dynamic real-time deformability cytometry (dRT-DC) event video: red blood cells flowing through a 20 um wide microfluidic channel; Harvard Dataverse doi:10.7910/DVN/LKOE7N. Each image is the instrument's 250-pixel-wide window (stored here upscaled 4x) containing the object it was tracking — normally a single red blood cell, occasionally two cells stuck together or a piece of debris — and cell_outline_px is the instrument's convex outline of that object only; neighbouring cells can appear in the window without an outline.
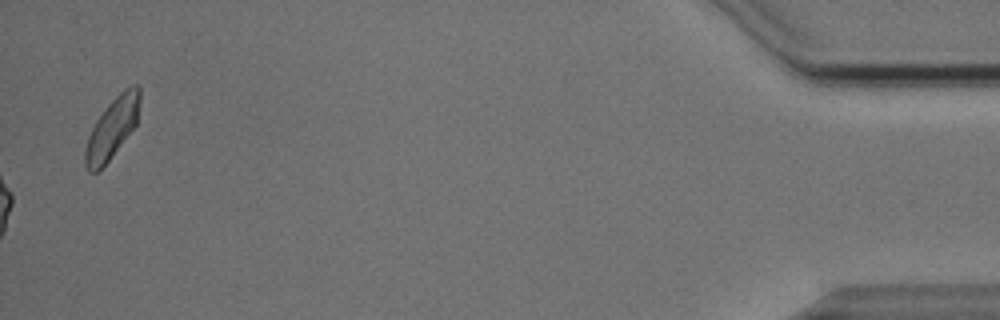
{"species": "Egyptian fruit bat (a non-hibernating species)", "species_latin": "Rousettus aegyptiacus", "temperature_condition": "cold", "stored_images_in_passage": 54, "camera_frame_rate_fps": 3000, "um_per_image_px": 0.085, "animal": {"sex": "male"}, "frame": {"image": 1, "passage_image": 54, "time_ms": 17.667, "image_size_px": [1000, 320], "cell_outline_px": [[140, 104], [136, 124], [108, 160], [96, 172], [88, 172], [84, 164], [84, 148], [88, 136], [96, 120], [108, 104], [124, 88], [132, 84], [140, 84]], "centroid_in_image_um": [9.53, 10.85], "position_along_channel_um": 425.7, "area_um2": 19.07}, "authors_computed_cell_mechanics": {"area_um2": 15.6638, "velocity_mm_per_s": 3.8519, "shape_relaxation_time_tau1_ms": 5.5267, "shape_relaxation_time_tau2_ms": 3.8615, "deformation_change_tau1": 0.1328, "deformation_change_tau2": 0.0948}}